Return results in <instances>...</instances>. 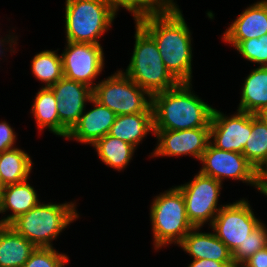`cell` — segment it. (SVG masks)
Returning a JSON list of instances; mask_svg holds the SVG:
<instances>
[{"label":"cell","instance_id":"cell-1","mask_svg":"<svg viewBox=\"0 0 267 267\" xmlns=\"http://www.w3.org/2000/svg\"><path fill=\"white\" fill-rule=\"evenodd\" d=\"M137 23L155 40L167 70L179 83H192V38L178 4L164 14Z\"/></svg>","mask_w":267,"mask_h":267},{"label":"cell","instance_id":"cell-2","mask_svg":"<svg viewBox=\"0 0 267 267\" xmlns=\"http://www.w3.org/2000/svg\"><path fill=\"white\" fill-rule=\"evenodd\" d=\"M192 83L152 95L154 130L210 127L214 108L192 91Z\"/></svg>","mask_w":267,"mask_h":267},{"label":"cell","instance_id":"cell-3","mask_svg":"<svg viewBox=\"0 0 267 267\" xmlns=\"http://www.w3.org/2000/svg\"><path fill=\"white\" fill-rule=\"evenodd\" d=\"M76 207L73 201L62 204L40 201L27 213L13 220L9 226L35 247L52 248L53 240L80 217Z\"/></svg>","mask_w":267,"mask_h":267},{"label":"cell","instance_id":"cell-4","mask_svg":"<svg viewBox=\"0 0 267 267\" xmlns=\"http://www.w3.org/2000/svg\"><path fill=\"white\" fill-rule=\"evenodd\" d=\"M135 23V44L126 70H121L151 96L176 87L179 82L163 63L155 40Z\"/></svg>","mask_w":267,"mask_h":267},{"label":"cell","instance_id":"cell-5","mask_svg":"<svg viewBox=\"0 0 267 267\" xmlns=\"http://www.w3.org/2000/svg\"><path fill=\"white\" fill-rule=\"evenodd\" d=\"M155 196L150 207L154 249L179 245L193 228L186 215L183 194L177 186Z\"/></svg>","mask_w":267,"mask_h":267},{"label":"cell","instance_id":"cell-6","mask_svg":"<svg viewBox=\"0 0 267 267\" xmlns=\"http://www.w3.org/2000/svg\"><path fill=\"white\" fill-rule=\"evenodd\" d=\"M116 16L106 0H66V41L100 44Z\"/></svg>","mask_w":267,"mask_h":267},{"label":"cell","instance_id":"cell-7","mask_svg":"<svg viewBox=\"0 0 267 267\" xmlns=\"http://www.w3.org/2000/svg\"><path fill=\"white\" fill-rule=\"evenodd\" d=\"M92 97L117 116L153 113L152 96L121 70L99 81L93 88Z\"/></svg>","mask_w":267,"mask_h":267},{"label":"cell","instance_id":"cell-8","mask_svg":"<svg viewBox=\"0 0 267 267\" xmlns=\"http://www.w3.org/2000/svg\"><path fill=\"white\" fill-rule=\"evenodd\" d=\"M222 183L198 173L191 181L178 185L185 201L186 215L193 227L209 226L224 205L218 204ZM209 222V223H208Z\"/></svg>","mask_w":267,"mask_h":267},{"label":"cell","instance_id":"cell-9","mask_svg":"<svg viewBox=\"0 0 267 267\" xmlns=\"http://www.w3.org/2000/svg\"><path fill=\"white\" fill-rule=\"evenodd\" d=\"M248 202L247 198H240L224 204L209 226L231 253L243 245L249 234L262 222Z\"/></svg>","mask_w":267,"mask_h":267},{"label":"cell","instance_id":"cell-10","mask_svg":"<svg viewBox=\"0 0 267 267\" xmlns=\"http://www.w3.org/2000/svg\"><path fill=\"white\" fill-rule=\"evenodd\" d=\"M199 161L202 163L199 170L202 174L222 184L226 178L242 181L259 192V173L242 153L221 150L209 142Z\"/></svg>","mask_w":267,"mask_h":267},{"label":"cell","instance_id":"cell-11","mask_svg":"<svg viewBox=\"0 0 267 267\" xmlns=\"http://www.w3.org/2000/svg\"><path fill=\"white\" fill-rule=\"evenodd\" d=\"M63 77L83 83L92 89L104 69V51L101 44L66 41L61 53Z\"/></svg>","mask_w":267,"mask_h":267},{"label":"cell","instance_id":"cell-12","mask_svg":"<svg viewBox=\"0 0 267 267\" xmlns=\"http://www.w3.org/2000/svg\"><path fill=\"white\" fill-rule=\"evenodd\" d=\"M252 132V113L237 110L226 116L214 108L210 122V143L218 149L243 153Z\"/></svg>","mask_w":267,"mask_h":267},{"label":"cell","instance_id":"cell-13","mask_svg":"<svg viewBox=\"0 0 267 267\" xmlns=\"http://www.w3.org/2000/svg\"><path fill=\"white\" fill-rule=\"evenodd\" d=\"M157 139L150 157L191 156L200 160L210 142V127L184 130H154Z\"/></svg>","mask_w":267,"mask_h":267},{"label":"cell","instance_id":"cell-14","mask_svg":"<svg viewBox=\"0 0 267 267\" xmlns=\"http://www.w3.org/2000/svg\"><path fill=\"white\" fill-rule=\"evenodd\" d=\"M49 88L53 91L57 100L59 121L70 131L86 110V105L93 96V89L65 77H62Z\"/></svg>","mask_w":267,"mask_h":267},{"label":"cell","instance_id":"cell-15","mask_svg":"<svg viewBox=\"0 0 267 267\" xmlns=\"http://www.w3.org/2000/svg\"><path fill=\"white\" fill-rule=\"evenodd\" d=\"M89 103L93 109L81 114L79 121L69 131L65 139L92 146L98 139L107 135L113 125L116 114L93 97Z\"/></svg>","mask_w":267,"mask_h":267},{"label":"cell","instance_id":"cell-16","mask_svg":"<svg viewBox=\"0 0 267 267\" xmlns=\"http://www.w3.org/2000/svg\"><path fill=\"white\" fill-rule=\"evenodd\" d=\"M229 25L222 35V40L233 48L240 41L260 38L267 34V0L249 5Z\"/></svg>","mask_w":267,"mask_h":267},{"label":"cell","instance_id":"cell-17","mask_svg":"<svg viewBox=\"0 0 267 267\" xmlns=\"http://www.w3.org/2000/svg\"><path fill=\"white\" fill-rule=\"evenodd\" d=\"M201 227H193L178 247L189 254L191 259H210L218 262H233L232 253L213 233L202 232Z\"/></svg>","mask_w":267,"mask_h":267},{"label":"cell","instance_id":"cell-18","mask_svg":"<svg viewBox=\"0 0 267 267\" xmlns=\"http://www.w3.org/2000/svg\"><path fill=\"white\" fill-rule=\"evenodd\" d=\"M28 181L29 179L3 187L0 214L4 215L7 211H11L12 214L5 215L6 217L3 216L0 219V225H9L18 216L27 213L40 202L37 191Z\"/></svg>","mask_w":267,"mask_h":267},{"label":"cell","instance_id":"cell-19","mask_svg":"<svg viewBox=\"0 0 267 267\" xmlns=\"http://www.w3.org/2000/svg\"><path fill=\"white\" fill-rule=\"evenodd\" d=\"M149 132L154 134L153 113H134L116 116L108 135L121 139L137 149Z\"/></svg>","mask_w":267,"mask_h":267},{"label":"cell","instance_id":"cell-20","mask_svg":"<svg viewBox=\"0 0 267 267\" xmlns=\"http://www.w3.org/2000/svg\"><path fill=\"white\" fill-rule=\"evenodd\" d=\"M36 247L9 225H0V267H22Z\"/></svg>","mask_w":267,"mask_h":267},{"label":"cell","instance_id":"cell-21","mask_svg":"<svg viewBox=\"0 0 267 267\" xmlns=\"http://www.w3.org/2000/svg\"><path fill=\"white\" fill-rule=\"evenodd\" d=\"M56 105L53 91L49 87H42L35 95L30 113L33 114L41 132L48 129L54 135L66 138L69 131L60 123Z\"/></svg>","mask_w":267,"mask_h":267},{"label":"cell","instance_id":"cell-22","mask_svg":"<svg viewBox=\"0 0 267 267\" xmlns=\"http://www.w3.org/2000/svg\"><path fill=\"white\" fill-rule=\"evenodd\" d=\"M241 90L237 110L256 114L267 106V66H258L251 70L244 78Z\"/></svg>","mask_w":267,"mask_h":267},{"label":"cell","instance_id":"cell-23","mask_svg":"<svg viewBox=\"0 0 267 267\" xmlns=\"http://www.w3.org/2000/svg\"><path fill=\"white\" fill-rule=\"evenodd\" d=\"M33 165L31 156L17 146L0 152V184L4 187L29 179Z\"/></svg>","mask_w":267,"mask_h":267},{"label":"cell","instance_id":"cell-24","mask_svg":"<svg viewBox=\"0 0 267 267\" xmlns=\"http://www.w3.org/2000/svg\"><path fill=\"white\" fill-rule=\"evenodd\" d=\"M92 146L95 148L99 159L106 166L118 172L129 165L136 150L131 144L108 134L98 139Z\"/></svg>","mask_w":267,"mask_h":267},{"label":"cell","instance_id":"cell-25","mask_svg":"<svg viewBox=\"0 0 267 267\" xmlns=\"http://www.w3.org/2000/svg\"><path fill=\"white\" fill-rule=\"evenodd\" d=\"M259 173L267 164V124L252 114V132L242 153Z\"/></svg>","mask_w":267,"mask_h":267},{"label":"cell","instance_id":"cell-26","mask_svg":"<svg viewBox=\"0 0 267 267\" xmlns=\"http://www.w3.org/2000/svg\"><path fill=\"white\" fill-rule=\"evenodd\" d=\"M58 50H43L32 59V74L45 83L42 87H51L63 77L62 57Z\"/></svg>","mask_w":267,"mask_h":267},{"label":"cell","instance_id":"cell-27","mask_svg":"<svg viewBox=\"0 0 267 267\" xmlns=\"http://www.w3.org/2000/svg\"><path fill=\"white\" fill-rule=\"evenodd\" d=\"M116 15L119 9L128 10L135 22L159 14H164L173 9L177 4L174 0H106Z\"/></svg>","mask_w":267,"mask_h":267},{"label":"cell","instance_id":"cell-28","mask_svg":"<svg viewBox=\"0 0 267 267\" xmlns=\"http://www.w3.org/2000/svg\"><path fill=\"white\" fill-rule=\"evenodd\" d=\"M267 246V226L261 222L256 229H254L243 245H239L232 253V261L234 265H241L258 250Z\"/></svg>","mask_w":267,"mask_h":267},{"label":"cell","instance_id":"cell-29","mask_svg":"<svg viewBox=\"0 0 267 267\" xmlns=\"http://www.w3.org/2000/svg\"><path fill=\"white\" fill-rule=\"evenodd\" d=\"M234 48L247 61L259 66H267V34L260 38L240 41Z\"/></svg>","mask_w":267,"mask_h":267},{"label":"cell","instance_id":"cell-30","mask_svg":"<svg viewBox=\"0 0 267 267\" xmlns=\"http://www.w3.org/2000/svg\"><path fill=\"white\" fill-rule=\"evenodd\" d=\"M69 256L56 251L55 247H36L22 267H65Z\"/></svg>","mask_w":267,"mask_h":267},{"label":"cell","instance_id":"cell-31","mask_svg":"<svg viewBox=\"0 0 267 267\" xmlns=\"http://www.w3.org/2000/svg\"><path fill=\"white\" fill-rule=\"evenodd\" d=\"M17 133L6 121L0 122V152L16 148Z\"/></svg>","mask_w":267,"mask_h":267},{"label":"cell","instance_id":"cell-32","mask_svg":"<svg viewBox=\"0 0 267 267\" xmlns=\"http://www.w3.org/2000/svg\"><path fill=\"white\" fill-rule=\"evenodd\" d=\"M243 265L245 267H267V246L258 250L254 255L247 259Z\"/></svg>","mask_w":267,"mask_h":267},{"label":"cell","instance_id":"cell-33","mask_svg":"<svg viewBox=\"0 0 267 267\" xmlns=\"http://www.w3.org/2000/svg\"><path fill=\"white\" fill-rule=\"evenodd\" d=\"M233 262H218L210 259H192L187 267H234Z\"/></svg>","mask_w":267,"mask_h":267},{"label":"cell","instance_id":"cell-34","mask_svg":"<svg viewBox=\"0 0 267 267\" xmlns=\"http://www.w3.org/2000/svg\"><path fill=\"white\" fill-rule=\"evenodd\" d=\"M10 34H12V33H10V31H9V35L8 34H6V36L4 37V38H2L1 37V39H0V55H1V57L2 56H6V55H4L5 53H4V51L6 50L7 51V47L5 46V45H8L9 47H10V51L9 52H11V53H15V50H16V45H17V39H18V37H17V35H14V34H12V35H10ZM7 42V43H6ZM15 45V46H14ZM6 47V49L5 48H3V47ZM3 48V49H2ZM15 48V49H14ZM2 49V50H1Z\"/></svg>","mask_w":267,"mask_h":267},{"label":"cell","instance_id":"cell-35","mask_svg":"<svg viewBox=\"0 0 267 267\" xmlns=\"http://www.w3.org/2000/svg\"><path fill=\"white\" fill-rule=\"evenodd\" d=\"M259 184H267V164L259 172Z\"/></svg>","mask_w":267,"mask_h":267},{"label":"cell","instance_id":"cell-36","mask_svg":"<svg viewBox=\"0 0 267 267\" xmlns=\"http://www.w3.org/2000/svg\"><path fill=\"white\" fill-rule=\"evenodd\" d=\"M255 115L267 124V106L260 109Z\"/></svg>","mask_w":267,"mask_h":267},{"label":"cell","instance_id":"cell-37","mask_svg":"<svg viewBox=\"0 0 267 267\" xmlns=\"http://www.w3.org/2000/svg\"><path fill=\"white\" fill-rule=\"evenodd\" d=\"M259 192L267 196V184H259Z\"/></svg>","mask_w":267,"mask_h":267},{"label":"cell","instance_id":"cell-38","mask_svg":"<svg viewBox=\"0 0 267 267\" xmlns=\"http://www.w3.org/2000/svg\"><path fill=\"white\" fill-rule=\"evenodd\" d=\"M2 198H3V186L0 184V210L2 207Z\"/></svg>","mask_w":267,"mask_h":267},{"label":"cell","instance_id":"cell-39","mask_svg":"<svg viewBox=\"0 0 267 267\" xmlns=\"http://www.w3.org/2000/svg\"><path fill=\"white\" fill-rule=\"evenodd\" d=\"M234 267H245V266L241 264V265H235Z\"/></svg>","mask_w":267,"mask_h":267}]
</instances>
